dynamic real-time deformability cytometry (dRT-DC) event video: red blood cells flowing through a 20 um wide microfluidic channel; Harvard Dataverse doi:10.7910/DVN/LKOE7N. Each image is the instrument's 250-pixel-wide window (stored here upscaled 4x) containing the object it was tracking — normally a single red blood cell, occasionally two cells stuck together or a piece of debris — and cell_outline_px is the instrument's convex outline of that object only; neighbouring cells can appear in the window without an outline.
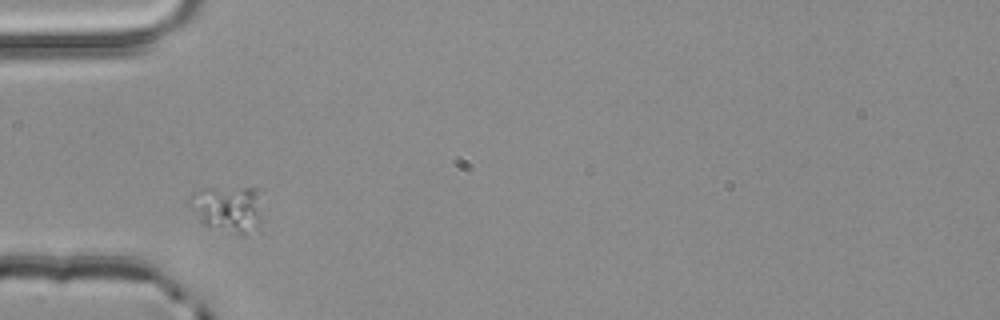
{"species": "common noctule bat (a hibernating species)", "species_latin": "Nyctalus noctula", "temperature_condition": "room temperature", "stored_images_in_passage": 1, "camera_frame_rate_fps": 3000, "um_per_image_px": 0.085, "animal": {"sex": "male", "body_mass_g": 20.4}, "frame": {"image": 1, "passage_image": 1, "time_ms": 0.0, "image_size_px": [1000, 320], "cell_outline_px": [[260, 232], [248, 236], [208, 228], [200, 220], [188, 204], [188, 196], [192, 192], [244, 188], [256, 188], [260, 216]], "centroid_in_image_um": [19.38, 17.85], "position_along_channel_um": 65.6, "area_um2": 19.54}}